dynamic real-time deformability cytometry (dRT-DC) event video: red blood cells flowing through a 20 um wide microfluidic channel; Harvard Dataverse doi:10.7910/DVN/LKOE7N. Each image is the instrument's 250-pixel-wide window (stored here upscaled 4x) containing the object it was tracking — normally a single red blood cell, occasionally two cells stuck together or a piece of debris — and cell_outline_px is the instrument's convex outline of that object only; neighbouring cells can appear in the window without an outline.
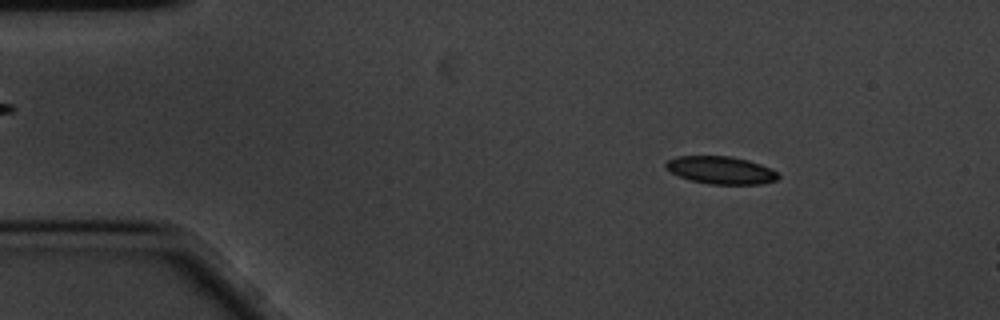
{"species": "common noctule bat (a hibernating species)", "species_latin": "Nyctalus noctula", "temperature_condition": "cold", "stored_images_in_passage": 59, "segment_of_instrument_passage": [1, 2], "camera_frame_rate_fps": 3000, "um_per_image_px": 0.085, "animal": {"sex": "male", "body_mass_g": 20.1, "forearm_length_mm": 53.5}, "frame": {"image": 1, "passage_image": 8, "time_ms": 2.333, "image_size_px": [1000, 320], "cell_outline_px": [[780, 176], [776, 180], [760, 184], [708, 184], [692, 180], [680, 176], [672, 172], [664, 164], [668, 160], [676, 156], [732, 156], [748, 160], [760, 164], [776, 172]], "centroid_in_image_um": [61.28, 14.46], "position_along_channel_um": 23.7, "area_um2": 17.86}}
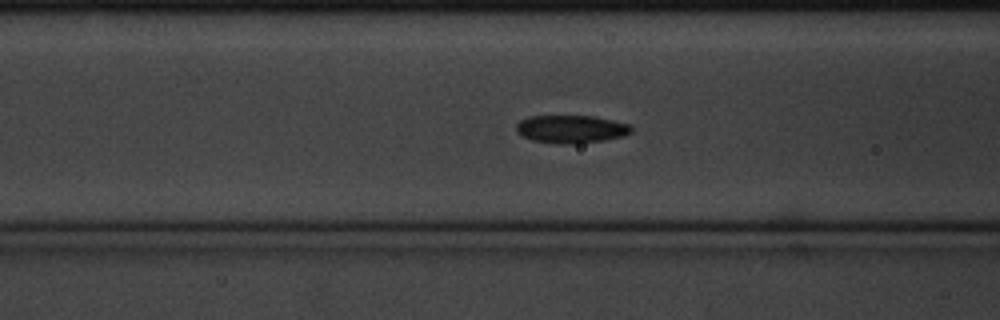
{"frame": {"image": 2, "passage_image": 22, "time_ms": 7.0, "image_size_px": [1000, 320], "cell_outline_px": [[632, 132], [624, 136], [604, 140], [568, 144], [560, 144], [532, 140], [516, 132], [516, 124], [520, 120], [528, 116], [592, 116], [632, 124]], "centroid_in_image_um": [48.56, 10.96], "position_along_channel_um": 118.0, "area_um2": 18.73}}
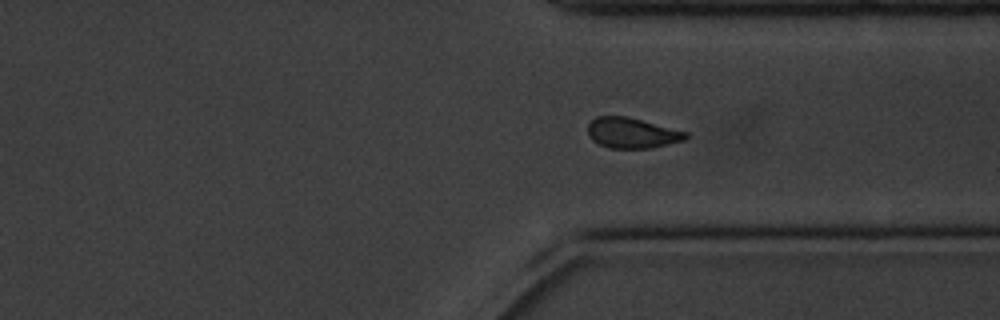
{"frame": {"image": 3, "passage_image": 43, "time_ms": 14.0, "image_size_px": [1000, 320], "cell_outline_px": [[688, 136], [684, 140], [652, 148], [608, 148], [592, 140], [588, 136], [588, 124], [596, 116], [624, 116], [688, 132]], "centroid_in_image_um": [53.69, 11.31], "position_along_channel_um": 357.7, "area_um2": 17.22}}